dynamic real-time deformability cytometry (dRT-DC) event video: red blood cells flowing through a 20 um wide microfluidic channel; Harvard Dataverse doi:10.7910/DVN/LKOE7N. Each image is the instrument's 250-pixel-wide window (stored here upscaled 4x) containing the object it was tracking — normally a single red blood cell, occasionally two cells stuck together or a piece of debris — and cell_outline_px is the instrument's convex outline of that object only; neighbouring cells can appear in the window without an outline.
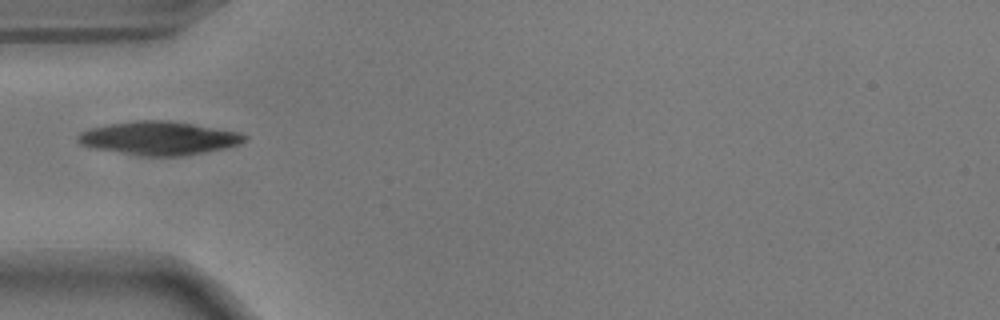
{"species": "common noctule bat (a hibernating species)", "species_latin": "Nyctalus noctula", "temperature_condition": "warm", "stored_images_in_passage": 38, "camera_frame_rate_fps": 3000, "um_per_image_px": 0.085, "animal": {"sex": "male", "body_mass_g": 17.9}, "frame": {"image": 1, "passage_image": 1, "time_ms": 0.0, "image_size_px": [1000, 320], "cell_outline_px": [[248, 140], [240, 144], [224, 148], [204, 152], [180, 156], [144, 156], [96, 148], [80, 144], [76, 140], [76, 136], [80, 132], [88, 128], [108, 124], [132, 120], [168, 120], [240, 132], [248, 136]], "centroid_in_image_um": [13.51, 11.73], "position_along_channel_um": 71.5, "area_um2": 32.48}}
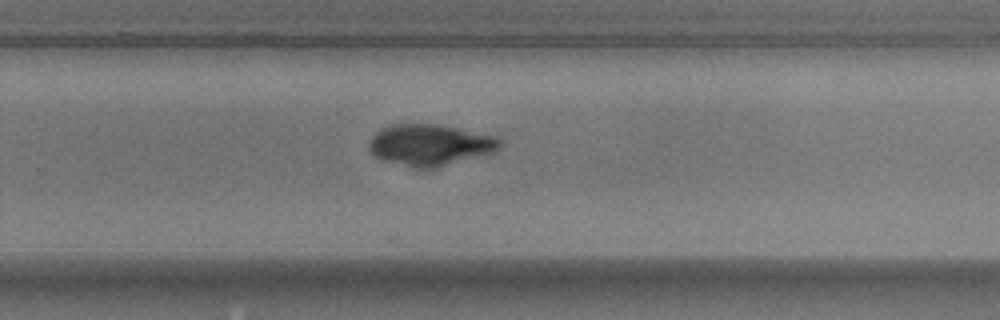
{"frame": {"image": 2, "passage_image": 19, "time_ms": 6.0, "image_size_px": [1000, 320], "cell_outline_px": [[504, 144], [496, 152], [436, 168], [412, 168], [380, 160], [372, 156], [368, 148], [368, 144], [372, 136], [380, 128], [392, 124], [432, 124], [456, 128], [496, 136]], "centroid_in_image_um": [36.52, 12.34], "position_along_channel_um": 293.3, "area_um2": 31.96}}
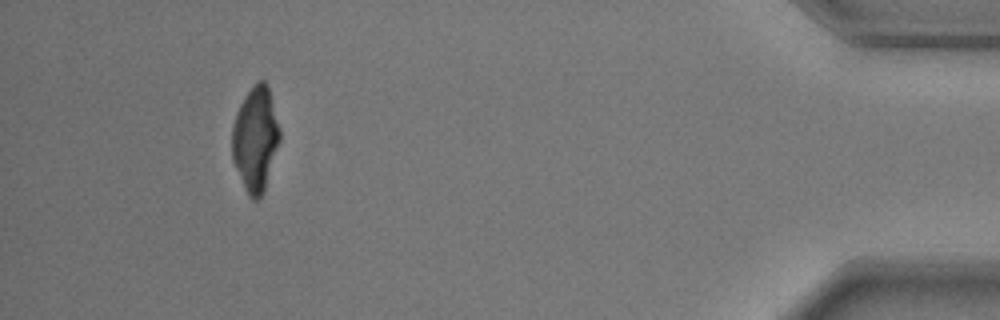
{"frame": {"image": 3, "passage_image": 34, "time_ms": 11.0, "image_size_px": [1000, 320], "cell_outline_px": [[280, 140], [264, 192], [260, 200], [252, 200], [248, 196], [232, 160], [232, 124], [236, 112], [244, 96], [256, 80], [264, 80], [268, 84], [280, 128]], "centroid_in_image_um": [21.71, 11.8], "position_along_channel_um": 413.5, "area_um2": 29.48}}